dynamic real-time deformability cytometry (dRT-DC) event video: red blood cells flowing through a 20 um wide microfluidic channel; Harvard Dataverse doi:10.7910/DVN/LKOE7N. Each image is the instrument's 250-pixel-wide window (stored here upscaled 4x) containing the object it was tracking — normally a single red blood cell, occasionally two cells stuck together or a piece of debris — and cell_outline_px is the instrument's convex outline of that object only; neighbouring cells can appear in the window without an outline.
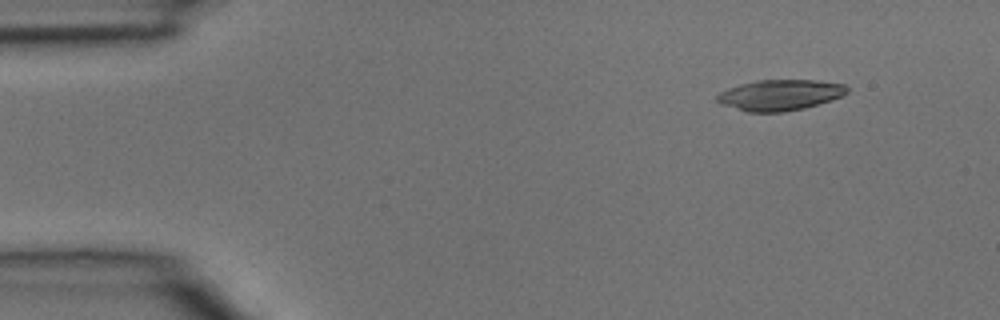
{"species": "common noctule bat (a hibernating species)", "species_latin": "Nyctalus noctula", "temperature_condition": "room temperature", "stored_images_in_passage": 4, "camera_frame_rate_fps": 3000, "um_per_image_px": 0.085, "animal": {"sex": "male", "body_mass_g": 15.6}, "frame": {"image": 1, "passage_image": 2, "time_ms": 0.333, "image_size_px": [1000, 320], "cell_outline_px": [[848, 92], [840, 96], [804, 108], [784, 112], [748, 112], [720, 104], [716, 100], [716, 96], [720, 92], [728, 88], [740, 84], [756, 80], [816, 80], [844, 84], [848, 88]], "centroid_in_image_um": [66.25, 8.07], "position_along_channel_um": 18.8, "area_um2": 23.18}}
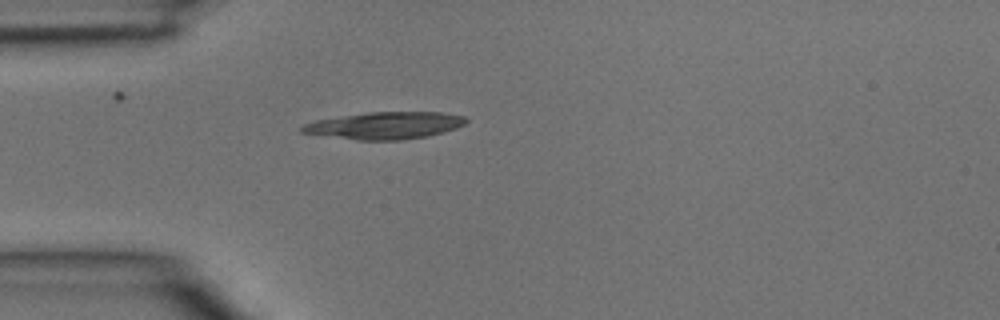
{"frame": {"image": 2, "passage_image": 4, "time_ms": 1.0, "image_size_px": [1000, 320], "cell_outline_px": [[468, 120], [464, 124], [456, 128], [444, 132], [428, 136], [404, 140], [356, 140], [300, 132], [300, 128], [304, 124], [316, 120], [368, 112], [440, 112], [464, 116]], "centroid_in_image_um": [32.74, 10.67], "position_along_channel_um": 52.3, "area_um2": 25.84}}